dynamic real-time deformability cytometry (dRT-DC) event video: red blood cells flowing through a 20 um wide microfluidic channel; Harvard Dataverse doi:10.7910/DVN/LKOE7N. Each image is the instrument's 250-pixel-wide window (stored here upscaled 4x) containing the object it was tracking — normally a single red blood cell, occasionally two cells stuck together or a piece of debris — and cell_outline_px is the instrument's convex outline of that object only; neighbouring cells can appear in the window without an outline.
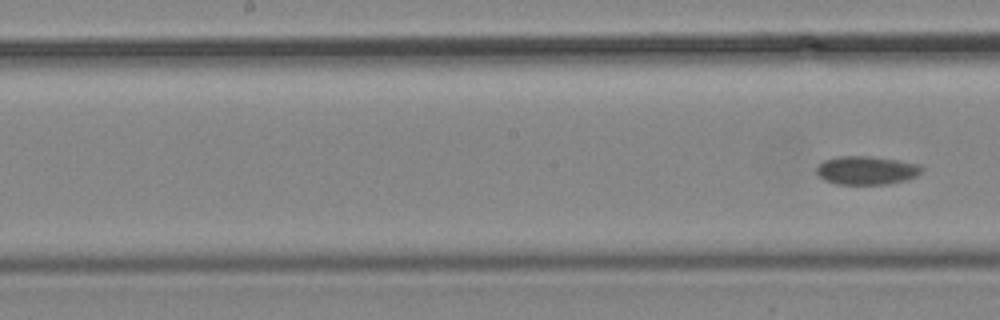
{"species": "common noctule bat (a hibernating species)", "species_latin": "Nyctalus noctula", "temperature_condition": "cold", "stored_images_in_passage": 6, "segment_of_instrument_passage": [2, 2], "camera_frame_rate_fps": 3000, "um_per_image_px": 0.085, "animal": {"sex": "male", "body_mass_g": 19.2, "forearm_length_mm": 51.8}, "frame": {"image": 1, "passage_image": 6, "time_ms": 6.333, "image_size_px": [1000, 320], "cell_outline_px": [[924, 168], [916, 176], [908, 180], [888, 184], [836, 184], [824, 180], [816, 172], [816, 168], [824, 160], [836, 156], [868, 156], [896, 160], [920, 164]], "centroid_in_image_um": [73.66, 14.48], "position_along_channel_um": 174.5, "area_um2": 17.51}}